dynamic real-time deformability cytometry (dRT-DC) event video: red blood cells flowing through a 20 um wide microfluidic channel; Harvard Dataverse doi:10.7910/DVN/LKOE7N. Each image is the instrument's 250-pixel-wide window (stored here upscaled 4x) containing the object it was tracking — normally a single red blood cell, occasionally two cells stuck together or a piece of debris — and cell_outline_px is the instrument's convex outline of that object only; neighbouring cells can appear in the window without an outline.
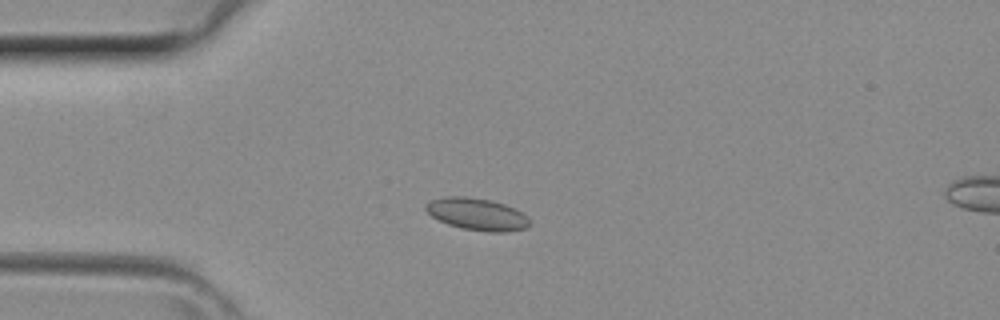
{"species": "common noctule bat (a hibernating species)", "species_latin": "Nyctalus noctula", "temperature_condition": "room temperature", "stored_images_in_passage": 33, "camera_frame_rate_fps": 3000, "um_per_image_px": 0.085, "animal": {"sex": "female", "body_mass_g": 29.2, "forearm_length_mm": 56.3}, "frame": {"image": 1, "passage_image": 2, "time_ms": 0.333, "image_size_px": [1000, 320], "cell_outline_px": [[532, 224], [524, 228], [508, 232], [488, 232], [464, 228], [448, 224], [432, 216], [424, 208], [424, 204], [432, 200], [448, 196], [464, 196], [492, 200], [516, 208], [528, 216]], "centroid_in_image_um": [40.59, 18.2], "position_along_channel_um": 44.4, "area_um2": 19.48}}
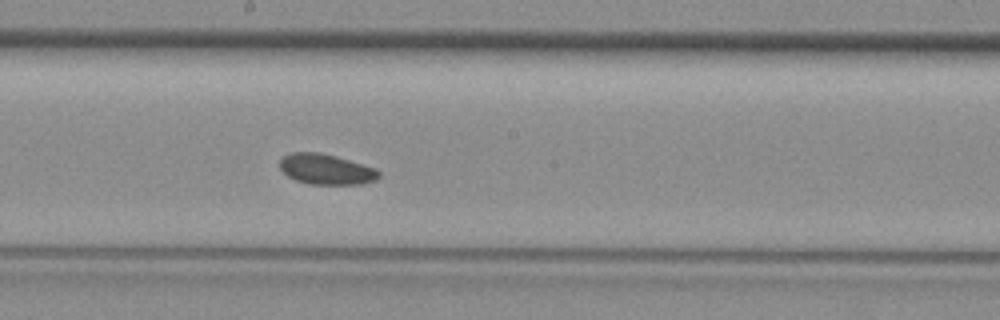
{"frame": {"image": 2, "passage_image": 14, "time_ms": 4.333, "image_size_px": [1000, 320], "cell_outline_px": [[380, 176], [376, 180], [364, 184], [308, 184], [296, 180], [288, 176], [280, 168], [280, 160], [288, 152], [320, 152], [336, 156], [376, 168], [380, 172]], "centroid_in_image_um": [27.73, 14.38], "position_along_channel_um": 220.5, "area_um2": 17.69}}
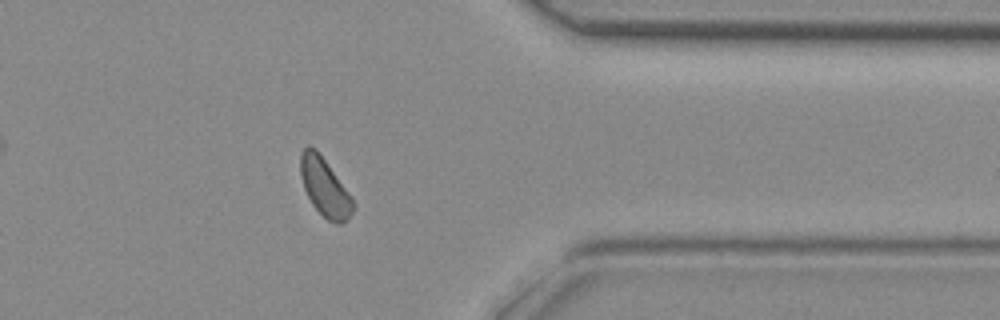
{"frame": {"image": 3, "passage_image": 25, "time_ms": 8.0, "image_size_px": [1000, 320], "cell_outline_px": [[356, 204], [348, 220], [344, 224], [336, 224], [328, 220], [312, 204], [304, 188], [300, 172], [300, 152], [308, 144], [316, 148], [352, 196]], "centroid_in_image_um": [27.62, 15.91], "position_along_channel_um": 383.8, "area_um2": 17.98}}